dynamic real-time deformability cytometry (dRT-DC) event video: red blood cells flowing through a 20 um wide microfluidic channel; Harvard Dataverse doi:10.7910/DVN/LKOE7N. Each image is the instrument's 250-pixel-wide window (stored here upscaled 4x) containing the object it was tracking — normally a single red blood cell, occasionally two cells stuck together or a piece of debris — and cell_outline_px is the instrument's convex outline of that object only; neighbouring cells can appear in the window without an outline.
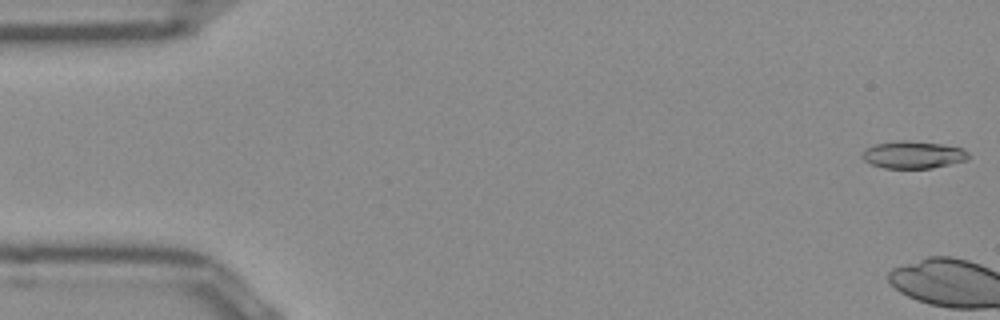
{"species": "Egyptian fruit bat (a non-hibernating species)", "species_latin": "Rousettus aegyptiacus", "temperature_condition": "room temperature", "stored_images_in_passage": 7, "camera_frame_rate_fps": 3000, "um_per_image_px": 0.085, "frame": {"image": 1, "passage_image": 1, "time_ms": 0.0, "image_size_px": [1000, 320], "cell_outline_px": [[968, 160], [932, 168], [884, 168], [872, 164], [864, 160], [860, 156], [860, 152], [864, 148], [876, 144], [896, 140], [904, 140], [940, 144], [960, 148], [968, 152]], "centroid_in_image_um": [77.55, 13.15], "position_along_channel_um": 7.4, "area_um2": 16.94}}